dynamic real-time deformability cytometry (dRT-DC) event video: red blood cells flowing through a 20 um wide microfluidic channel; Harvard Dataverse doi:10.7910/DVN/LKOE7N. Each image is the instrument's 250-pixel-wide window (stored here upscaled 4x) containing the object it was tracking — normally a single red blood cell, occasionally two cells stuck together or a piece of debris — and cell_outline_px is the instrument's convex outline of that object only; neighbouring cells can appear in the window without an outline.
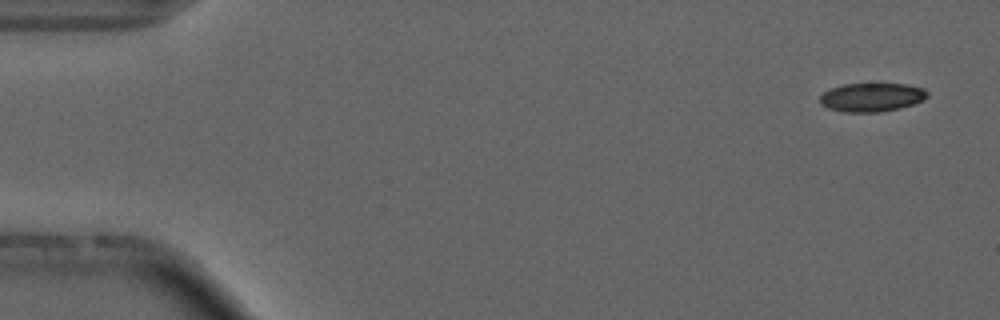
{"species": "common noctule bat (a hibernating species)", "species_latin": "Nyctalus noctula", "temperature_condition": "cold", "stored_images_in_passage": 6, "camera_frame_rate_fps": 3000, "um_per_image_px": 0.085, "animal": {"sex": "male", "forearm_length_mm": 52.5}, "frame": {"image": 1, "passage_image": 1, "time_ms": 0.0, "image_size_px": [1000, 320], "cell_outline_px": [[928, 96], [924, 100], [900, 108], [880, 112], [844, 112], [828, 108], [820, 104], [820, 96], [824, 92], [832, 88], [844, 84], [908, 84], [924, 88], [928, 92]], "centroid_in_image_um": [74.12, 8.27], "position_along_channel_um": 10.9, "area_um2": 17.98}}
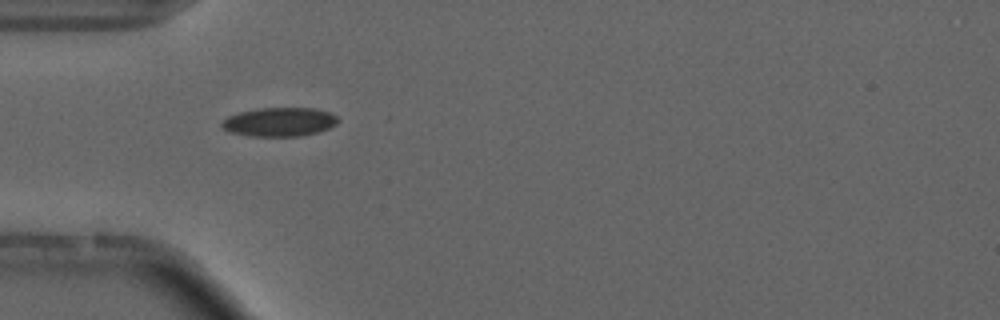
{"frame": {"image": 2, "passage_image": 5, "time_ms": 4.667, "image_size_px": [1000, 320], "cell_outline_px": [[340, 120], [336, 124], [328, 128], [316, 132], [300, 136], [248, 136], [232, 132], [224, 128], [220, 124], [228, 116], [240, 112], [260, 108], [316, 108], [328, 112], [336, 116]], "centroid_in_image_um": [23.77, 10.36], "position_along_channel_um": 61.2, "area_um2": 19.36}}